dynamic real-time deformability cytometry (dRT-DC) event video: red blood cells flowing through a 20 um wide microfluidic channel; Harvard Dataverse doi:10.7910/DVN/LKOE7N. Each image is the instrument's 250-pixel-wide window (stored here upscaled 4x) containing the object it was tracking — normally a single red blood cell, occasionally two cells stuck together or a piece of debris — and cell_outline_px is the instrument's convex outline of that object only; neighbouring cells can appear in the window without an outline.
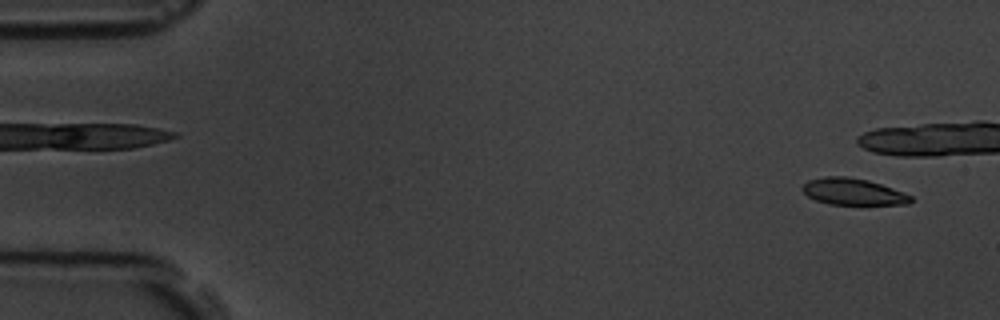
{"species": "common noctule bat (a hibernating species)", "species_latin": "Nyctalus noctula", "temperature_condition": "room temperature", "stored_images_in_passage": 6, "camera_frame_rate_fps": 3000, "um_per_image_px": 0.085, "animal": {"sex": "male", "body_mass_g": 19.5, "forearm_length_mm": 54.6}, "frame": {"image": 1, "passage_image": 6, "time_ms": 5.667, "image_size_px": [1000, 320], "cell_outline_px": [[912, 200], [908, 204], [828, 204], [816, 200], [808, 196], [800, 188], [808, 180], [824, 176], [848, 176], [868, 180], [892, 188], [912, 196]], "centroid_in_image_um": [72.47, 16.28], "position_along_channel_um": 12.5, "area_um2": 16.7}}